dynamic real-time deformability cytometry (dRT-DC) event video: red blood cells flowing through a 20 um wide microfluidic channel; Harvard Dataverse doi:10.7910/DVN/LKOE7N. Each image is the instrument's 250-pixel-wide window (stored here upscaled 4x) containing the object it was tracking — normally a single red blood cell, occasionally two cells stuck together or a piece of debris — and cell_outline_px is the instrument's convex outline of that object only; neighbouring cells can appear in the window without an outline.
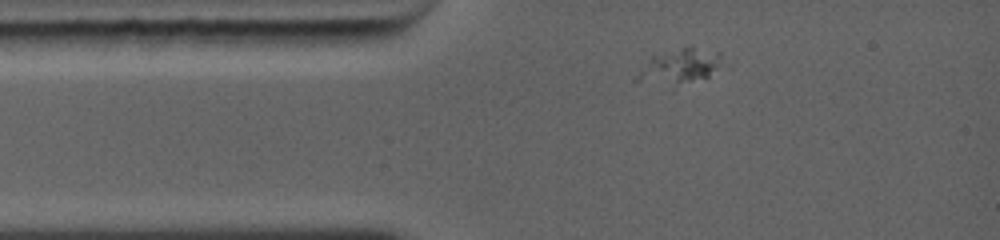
{"species": "common noctule bat (a hibernating species)", "species_latin": "Nyctalus noctula", "temperature_condition": "warm", "stored_images_in_passage": 29, "camera_frame_rate_fps": 5000, "um_per_image_px": 0.085, "animal": {"sex": "female", "body_mass_g": 19.0, "forearm_length_mm": 56.7}, "frame": {"image": 1, "passage_image": 1, "time_ms": 0.0, "image_size_px": [1000, 240], "cell_outline_px": [[720, 64], [708, 76], [688, 80], [676, 80], [648, 68], [648, 60], [652, 56], [664, 52], [680, 48], [692, 48], [720, 52]], "centroid_in_image_um": [58.25, 5.38], "position_along_channel_um": 26.7, "area_um2": 12.83}}
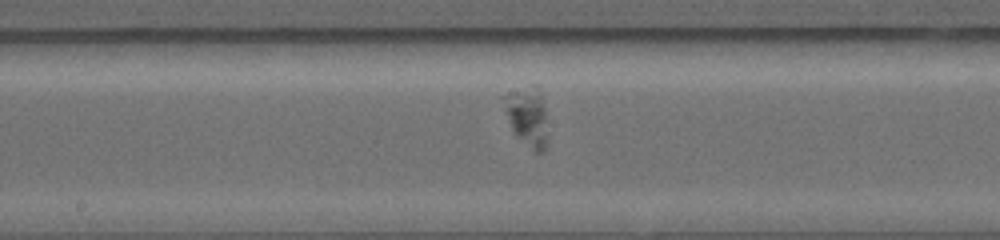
{"frame": {"image": 2, "passage_image": 9, "time_ms": 4.6, "image_size_px": [1000, 240], "cell_outline_px": [[548, 144], [544, 152], [536, 152], [516, 136], [512, 128], [504, 108], [500, 96], [532, 84], [536, 84], [540, 92], [544, 108]], "centroid_in_image_um": [44.82, 9.89], "position_along_channel_um": 203.4, "area_um2": 15.14}}
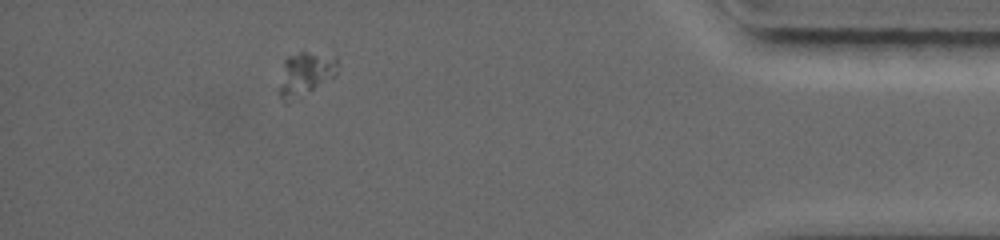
{"frame": {"image": 3, "passage_image": 21, "time_ms": 10.6, "image_size_px": [1000, 240], "cell_outline_px": [[336, 76], [300, 100], [288, 104], [280, 96], [276, 88], [284, 60], [288, 56], [300, 52], [304, 52], [336, 56]], "centroid_in_image_um": [25.9, 6.37], "position_along_channel_um": 409.3, "area_um2": 15.55}}